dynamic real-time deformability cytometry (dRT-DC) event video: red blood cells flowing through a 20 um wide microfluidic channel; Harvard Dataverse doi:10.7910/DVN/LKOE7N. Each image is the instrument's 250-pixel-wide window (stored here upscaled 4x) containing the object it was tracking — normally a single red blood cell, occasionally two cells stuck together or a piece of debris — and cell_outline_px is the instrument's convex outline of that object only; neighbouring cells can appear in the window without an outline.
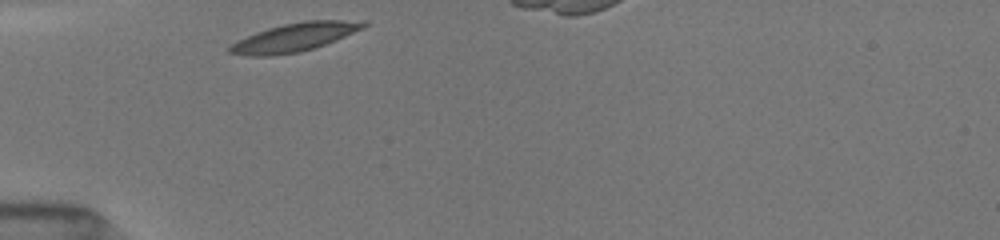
{"species": "common noctule bat (a hibernating species)", "species_latin": "Nyctalus noctula", "temperature_condition": "room temperature", "stored_images_in_passage": 28, "camera_frame_rate_fps": 3000, "um_per_image_px": 0.085, "animal": {"sex": "female", "body_mass_g": 19.5, "forearm_length_mm": 54.1}, "frame": {"image": 1, "passage_image": 1, "time_ms": 0.0, "image_size_px": [1000, 240], "cell_outline_px": [[368, 24], [364, 28], [336, 40], [300, 52], [268, 56], [252, 56], [228, 52], [228, 48], [232, 44], [256, 32], [268, 28], [284, 24], [304, 20], [364, 20]], "centroid_in_image_um": [25.09, 3.15], "position_along_channel_um": 59.9, "area_um2": 21.91}}
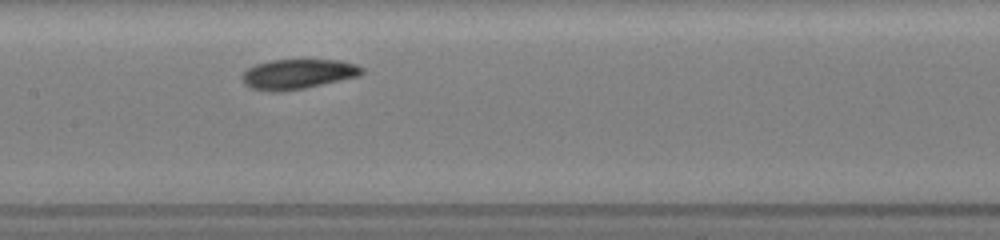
{"frame": {"image": 2, "passage_image": 11, "time_ms": 3.333, "image_size_px": [1000, 240], "cell_outline_px": [[364, 72], [360, 76], [304, 88], [280, 92], [272, 92], [252, 88], [244, 84], [244, 72], [248, 68], [256, 64], [268, 60], [340, 60], [356, 64], [364, 68]], "centroid_in_image_um": [25.36, 6.29], "position_along_channel_um": 182.0, "area_um2": 20.81}}
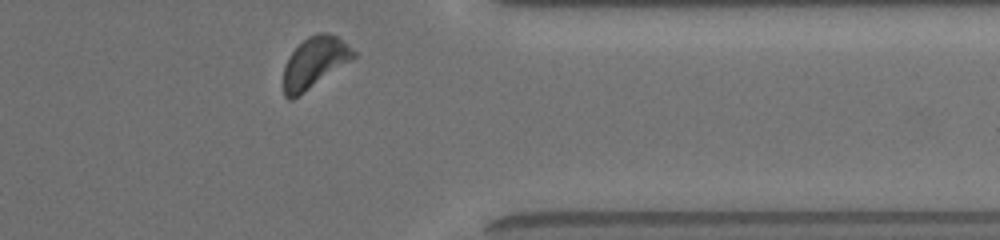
{"frame": {"image": 3, "passage_image": 27, "time_ms": 8.667, "image_size_px": [1000, 240], "cell_outline_px": [[356, 56], [304, 92], [292, 100], [288, 100], [284, 96], [284, 64], [288, 56], [308, 36], [320, 32], [328, 32], [336, 36], [348, 44], [356, 52]], "centroid_in_image_um": [26.72, 5.3], "position_along_channel_um": 384.7, "area_um2": 20.46}}